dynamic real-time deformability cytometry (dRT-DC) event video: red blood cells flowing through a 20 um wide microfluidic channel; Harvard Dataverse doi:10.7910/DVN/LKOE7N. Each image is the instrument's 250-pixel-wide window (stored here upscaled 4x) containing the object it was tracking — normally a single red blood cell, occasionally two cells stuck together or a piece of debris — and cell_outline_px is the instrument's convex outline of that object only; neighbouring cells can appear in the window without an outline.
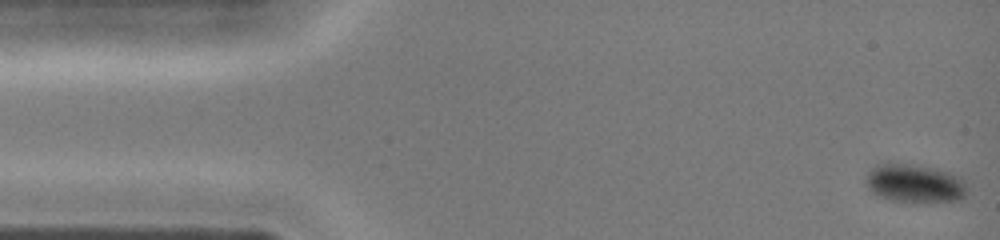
{"species": "common noctule bat (a hibernating species)", "species_latin": "Nyctalus noctula", "temperature_condition": "cold", "stored_images_in_passage": 41, "camera_frame_rate_fps": 3000, "um_per_image_px": 0.085, "animal": {"sex": "female", "body_mass_g": 19.0, "forearm_length_mm": 51.5}, "frame": {"image": 1, "passage_image": 1, "time_ms": 0.0, "image_size_px": [1000, 240], "cell_outline_px": [[968, 192], [960, 200], [912, 204], [888, 200], [872, 192], [868, 188], [868, 172], [876, 164], [888, 160], [936, 168], [952, 172], [960, 176], [964, 180]], "centroid_in_image_um": [77.77, 15.58], "position_along_channel_um": 7.2, "area_um2": 23.7}}
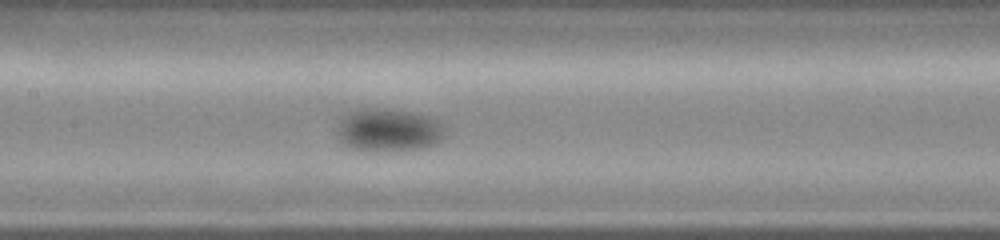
{"frame": {"image": 2, "passage_image": 19, "time_ms": 6.0, "image_size_px": [1000, 240], "cell_outline_px": [[444, 136], [436, 144], [424, 148], [388, 152], [376, 152], [352, 148], [340, 144], [336, 136], [336, 120], [340, 116], [356, 108], [392, 108], [412, 112], [428, 116], [444, 124]], "centroid_in_image_um": [32.94, 11.05], "position_along_channel_um": 174.5, "area_um2": 28.26}}
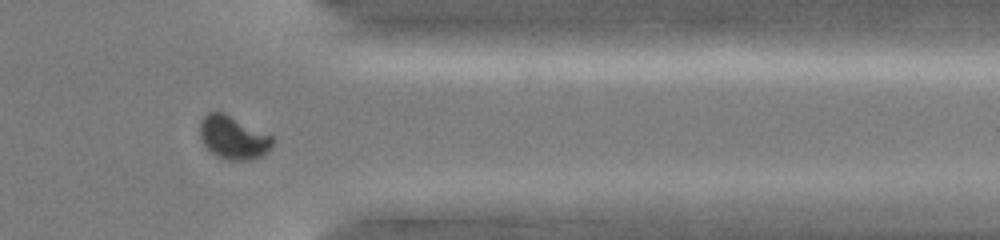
{"frame": {"image": 3, "passage_image": 33, "time_ms": 10.667, "image_size_px": [1000, 240], "cell_outline_px": [[272, 148], [268, 152], [256, 160], [228, 160], [216, 156], [200, 140], [200, 120], [208, 112], [224, 112], [272, 136]], "centroid_in_image_um": [19.82, 11.7], "position_along_channel_um": 391.6, "area_um2": 18.38}}